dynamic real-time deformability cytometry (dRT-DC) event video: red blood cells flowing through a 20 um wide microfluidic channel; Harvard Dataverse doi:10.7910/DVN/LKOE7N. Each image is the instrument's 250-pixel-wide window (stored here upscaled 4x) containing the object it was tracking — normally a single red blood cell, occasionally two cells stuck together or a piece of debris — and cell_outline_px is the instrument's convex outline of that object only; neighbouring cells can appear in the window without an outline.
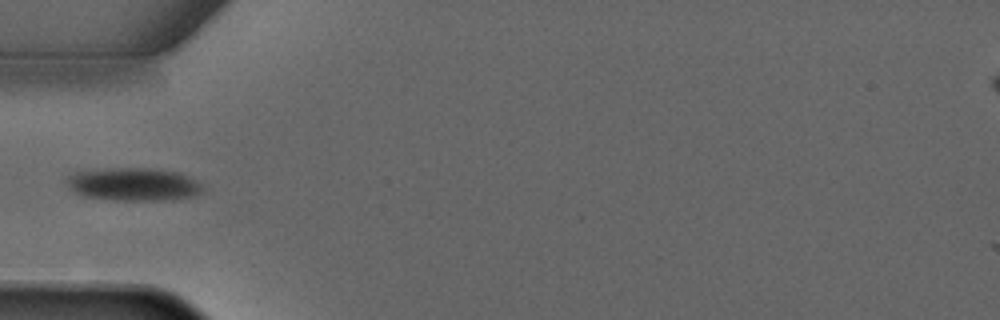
{"species": "common noctule bat (a hibernating species)", "species_latin": "Nyctalus noctula", "temperature_condition": "warm", "stored_images_in_passage": 4, "camera_frame_rate_fps": 3000, "um_per_image_px": 0.085, "animal": {"sex": "male", "forearm_length_mm": 52.5}, "frame": {"image": 1, "passage_image": 4, "time_ms": 3.333, "image_size_px": [1000, 320], "cell_outline_px": [[204, 188], [200, 192], [192, 196], [156, 200], [116, 200], [84, 196], [76, 192], [64, 180], [68, 176], [76, 172], [112, 168], [152, 168], [180, 172], [196, 180]], "centroid_in_image_um": [11.35, 15.65], "position_along_channel_um": 73.6, "area_um2": 25.78}}